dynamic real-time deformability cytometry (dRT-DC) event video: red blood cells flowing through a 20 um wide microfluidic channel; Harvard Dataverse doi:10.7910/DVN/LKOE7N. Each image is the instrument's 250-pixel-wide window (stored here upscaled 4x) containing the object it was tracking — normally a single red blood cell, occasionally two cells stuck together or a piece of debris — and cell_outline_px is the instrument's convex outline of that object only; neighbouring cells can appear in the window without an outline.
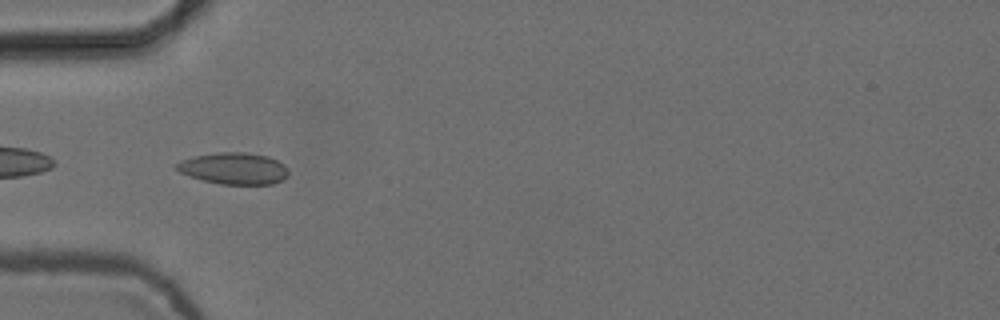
{"species": "common noctule bat (a hibernating species)", "species_latin": "Nyctalus noctula", "temperature_condition": "cold", "stored_images_in_passage": 5, "camera_frame_rate_fps": 3000, "um_per_image_px": 0.085, "animal": {"sex": "female", "body_mass_g": 24.6, "forearm_length_mm": 56.2}, "frame": {"image": 1, "passage_image": 4, "time_ms": 1.0, "image_size_px": [1000, 320], "cell_outline_px": [[288, 176], [284, 180], [272, 184], [220, 184], [188, 176], [180, 172], [176, 168], [176, 164], [180, 160], [196, 156], [220, 152], [244, 152], [268, 156], [284, 164], [288, 168]], "centroid_in_image_um": [19.91, 14.32], "position_along_channel_um": 65.1, "area_um2": 20.63}}
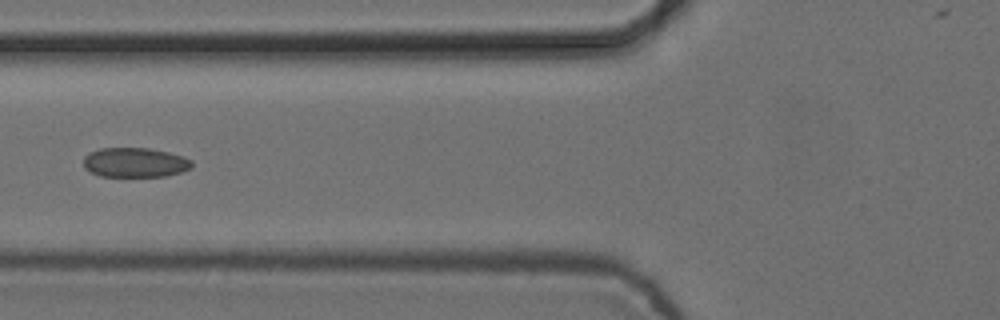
{"frame": {"image": 2, "passage_image": 5, "time_ms": 1.333, "image_size_px": [1000, 320], "cell_outline_px": [[192, 168], [180, 172], [164, 176], [100, 176], [84, 168], [84, 156], [88, 152], [100, 148], [148, 148], [168, 152], [184, 156], [192, 160]], "centroid_in_image_um": [11.47, 13.8], "position_along_channel_um": 114.3, "area_um2": 18.73}}